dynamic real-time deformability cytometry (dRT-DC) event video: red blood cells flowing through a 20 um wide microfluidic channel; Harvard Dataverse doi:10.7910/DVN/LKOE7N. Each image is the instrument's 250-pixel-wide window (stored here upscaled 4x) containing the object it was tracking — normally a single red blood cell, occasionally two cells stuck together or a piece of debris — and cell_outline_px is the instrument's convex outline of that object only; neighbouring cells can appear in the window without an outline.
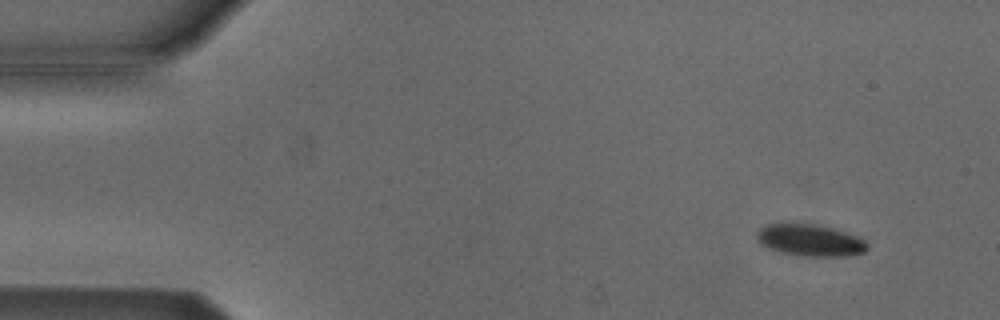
{"species": "Egyptian fruit bat (a non-hibernating species)", "species_latin": "Rousettus aegyptiacus", "temperature_condition": "cold", "stored_images_in_passage": 54, "camera_frame_rate_fps": 3000, "um_per_image_px": 0.085, "animal": {"sex": "male"}, "frame": {"image": 1, "passage_image": 5, "time_ms": 1.333, "image_size_px": [1000, 320], "cell_outline_px": [[868, 248], [864, 252], [848, 256], [796, 256], [776, 252], [760, 244], [756, 240], [756, 232], [764, 224], [796, 220], [816, 224], [832, 228], [860, 236], [868, 244]], "centroid_in_image_um": [68.78, 20.38], "position_along_channel_um": 16.2, "area_um2": 21.62}}
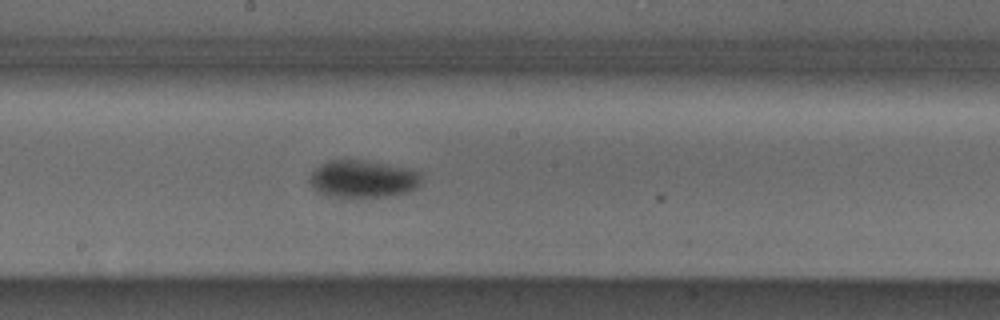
{"frame": {"image": 2, "passage_image": 29, "time_ms": 9.333, "image_size_px": [1000, 320], "cell_outline_px": [[420, 184], [416, 188], [408, 192], [388, 196], [352, 200], [328, 196], [316, 192], [312, 188], [308, 180], [312, 172], [320, 164], [328, 160], [368, 160], [412, 168], [420, 172]], "centroid_in_image_um": [30.82, 15.24], "position_along_channel_um": 217.4, "area_um2": 25.49}}
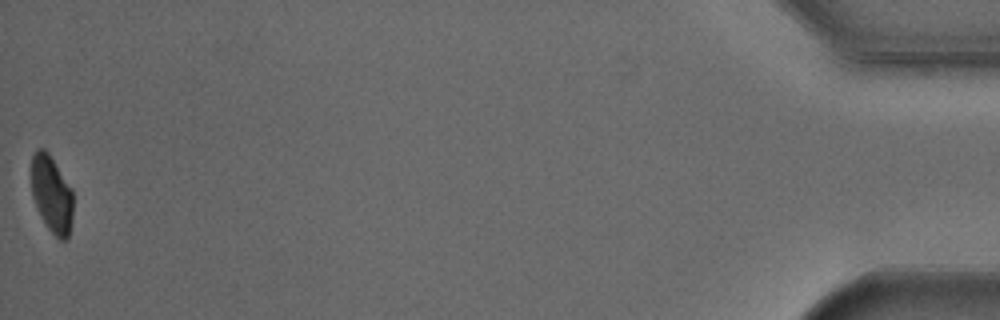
{"frame": {"image": 3, "passage_image": 54, "time_ms": 17.667, "image_size_px": [1000, 320], "cell_outline_px": [[72, 220], [68, 236], [64, 240], [60, 240], [48, 228], [32, 196], [32, 156], [36, 148], [44, 148], [48, 152], [72, 188]], "centroid_in_image_um": [4.4, 16.47], "position_along_channel_um": 430.8, "area_um2": 18.44}, "authors_computed_cell_mechanics": {"area_um2": 22.1374, "velocity_mm_per_s": 3.7957, "shape_relaxation_time_tau1_ms": 2.7901, "shape_relaxation_time_tau2_ms": null, "deformation_change_tau1": 0.088, "deformation_change_tau2": null}}